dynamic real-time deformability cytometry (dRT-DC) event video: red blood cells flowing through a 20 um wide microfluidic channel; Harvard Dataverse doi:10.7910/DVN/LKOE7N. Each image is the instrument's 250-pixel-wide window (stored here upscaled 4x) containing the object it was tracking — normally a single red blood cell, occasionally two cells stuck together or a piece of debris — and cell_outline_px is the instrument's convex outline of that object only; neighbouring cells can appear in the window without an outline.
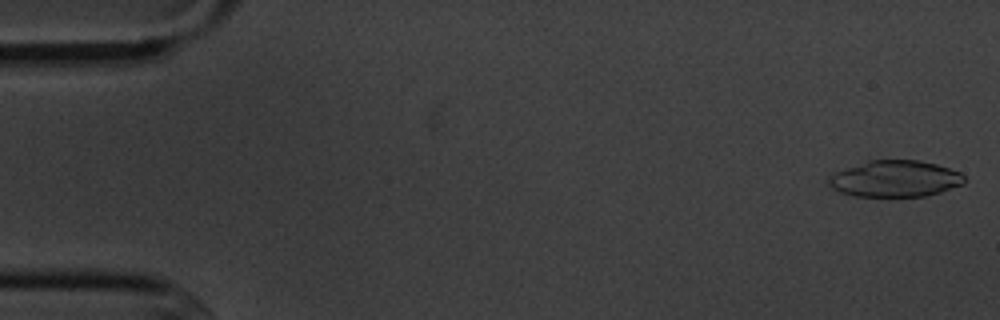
{"species": "common noctule bat (a hibernating species)", "species_latin": "Nyctalus noctula", "temperature_condition": "cold", "stored_images_in_passage": 54, "camera_frame_rate_fps": 3000, "um_per_image_px": 0.085, "animal": {"sex": "male", "body_mass_g": 20.1, "forearm_length_mm": 53.5}, "frame": {"image": 1, "passage_image": 1, "time_ms": 0.0, "image_size_px": [1000, 320], "cell_outline_px": [[964, 184], [940, 192], [924, 196], [856, 196], [840, 192], [832, 188], [828, 184], [828, 176], [836, 172], [868, 160], [920, 160], [936, 164], [960, 172], [964, 176]], "centroid_in_image_um": [76.08, 15.19], "position_along_channel_um": 8.9, "area_um2": 28.67}}